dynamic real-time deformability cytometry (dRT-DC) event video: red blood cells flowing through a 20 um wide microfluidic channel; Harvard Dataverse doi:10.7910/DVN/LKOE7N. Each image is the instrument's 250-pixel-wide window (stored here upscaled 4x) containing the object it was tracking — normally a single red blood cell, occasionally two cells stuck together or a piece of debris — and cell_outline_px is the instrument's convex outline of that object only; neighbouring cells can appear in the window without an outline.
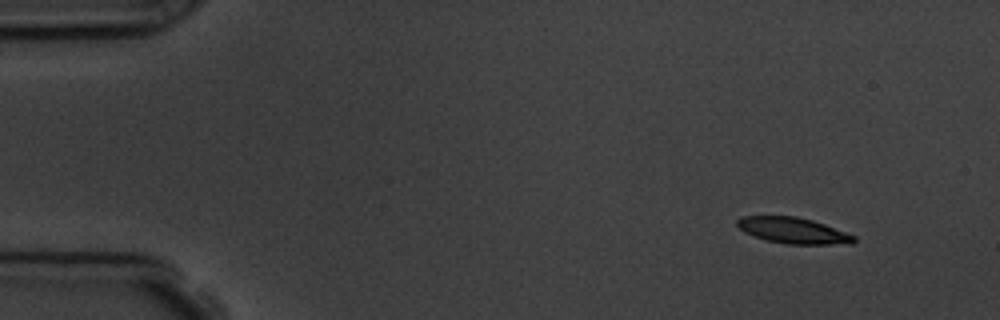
{"species": "common noctule bat (a hibernating species)", "species_latin": "Nyctalus noctula", "temperature_condition": "room temperature", "stored_images_in_passage": 4, "camera_frame_rate_fps": 3000, "um_per_image_px": 0.085, "animal": {"sex": "male", "body_mass_g": 19.5, "forearm_length_mm": 54.6}, "frame": {"image": 1, "passage_image": 1, "time_ms": 0.0, "image_size_px": [1000, 320], "cell_outline_px": [[856, 240], [852, 244], [784, 244], [768, 240], [744, 232], [736, 224], [736, 220], [740, 216], [796, 216], [812, 220], [824, 224], [856, 236]], "centroid_in_image_um": [67.43, 19.59], "position_along_channel_um": 17.6, "area_um2": 17.63}}
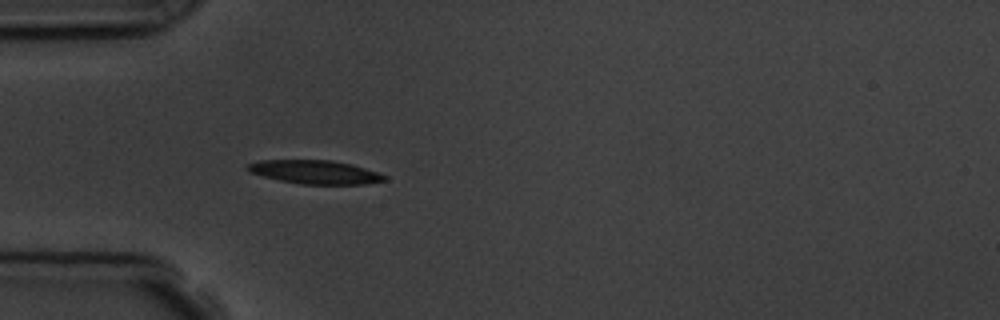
{"frame": {"image": 2, "passage_image": 4, "time_ms": 3.667, "image_size_px": [1000, 320], "cell_outline_px": [[388, 180], [364, 184], [300, 184], [280, 180], [248, 172], [244, 168], [248, 164], [260, 160], [332, 160], [352, 164], [388, 176]], "centroid_in_image_um": [26.77, 14.62], "position_along_channel_um": 58.2, "area_um2": 18.84}}